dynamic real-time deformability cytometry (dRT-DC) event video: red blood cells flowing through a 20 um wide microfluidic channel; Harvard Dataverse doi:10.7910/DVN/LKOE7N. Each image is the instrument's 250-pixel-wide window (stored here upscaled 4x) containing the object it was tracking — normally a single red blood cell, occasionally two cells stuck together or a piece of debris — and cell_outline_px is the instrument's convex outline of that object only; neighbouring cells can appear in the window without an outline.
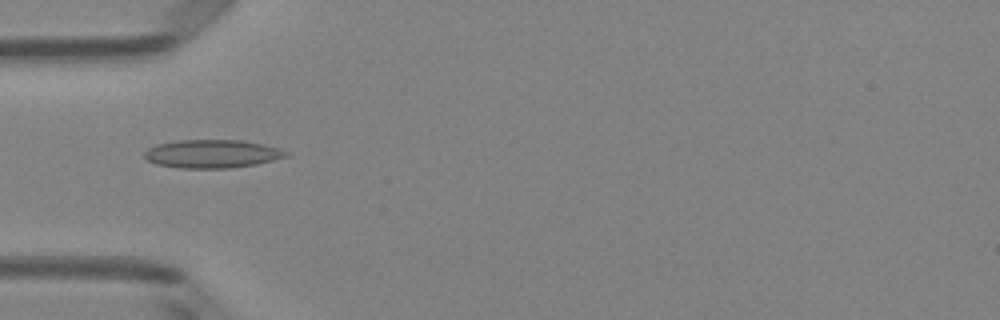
{"species": "Egyptian fruit bat (a non-hibernating species)", "species_latin": "Rousettus aegyptiacus", "temperature_condition": "room temperature", "stored_images_in_passage": 50, "camera_frame_rate_fps": 3000, "um_per_image_px": 0.085, "animal": {"sex": "female"}, "frame": {"image": 1, "passage_image": 16, "time_ms": 5.0, "image_size_px": [1000, 320], "cell_outline_px": [[288, 156], [256, 164], [232, 168], [180, 168], [156, 164], [148, 160], [144, 156], [144, 152], [148, 148], [156, 144], [180, 140], [240, 140], [264, 144], [280, 148], [288, 152]], "centroid_in_image_um": [18.03, 13.07], "position_along_channel_um": 67.0, "area_um2": 23.35}}
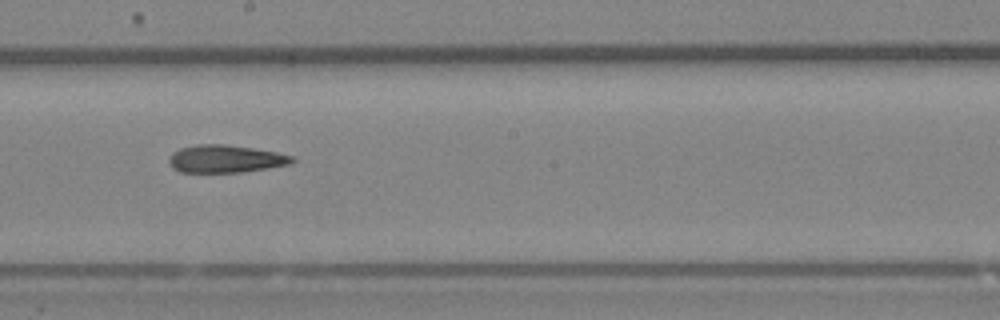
{"frame": {"image": 2, "passage_image": 28, "time_ms": 9.0, "image_size_px": [1000, 320], "cell_outline_px": [[296, 160], [288, 164], [268, 168], [244, 172], [180, 172], [172, 168], [168, 160], [172, 152], [180, 148], [196, 144], [224, 144], [252, 148], [276, 152], [292, 156]], "centroid_in_image_um": [19.13, 13.5], "position_along_channel_um": 229.1, "area_um2": 19.83}}
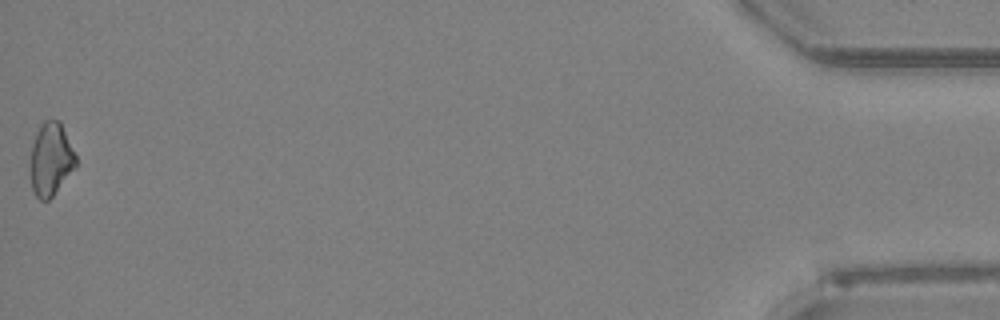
{"frame": {"image": 3, "passage_image": 50, "time_ms": 16.333, "image_size_px": [1000, 320], "cell_outline_px": [[76, 164], [52, 196], [48, 200], [40, 200], [36, 196], [32, 188], [32, 144], [36, 132], [40, 124], [44, 120], [60, 120], [76, 156]], "centroid_in_image_um": [4.32, 13.49], "position_along_channel_um": 430.9, "area_um2": 18.73}, "authors_computed_cell_mechanics": {"area_um2": 20.23, "velocity_mm_per_s": 4.0613, "shape_relaxation_time_tau1_ms": null, "shape_relaxation_time_tau2_ms": 7.9442, "deformation_change_tau1": null, "deformation_change_tau2": 0.1945}}